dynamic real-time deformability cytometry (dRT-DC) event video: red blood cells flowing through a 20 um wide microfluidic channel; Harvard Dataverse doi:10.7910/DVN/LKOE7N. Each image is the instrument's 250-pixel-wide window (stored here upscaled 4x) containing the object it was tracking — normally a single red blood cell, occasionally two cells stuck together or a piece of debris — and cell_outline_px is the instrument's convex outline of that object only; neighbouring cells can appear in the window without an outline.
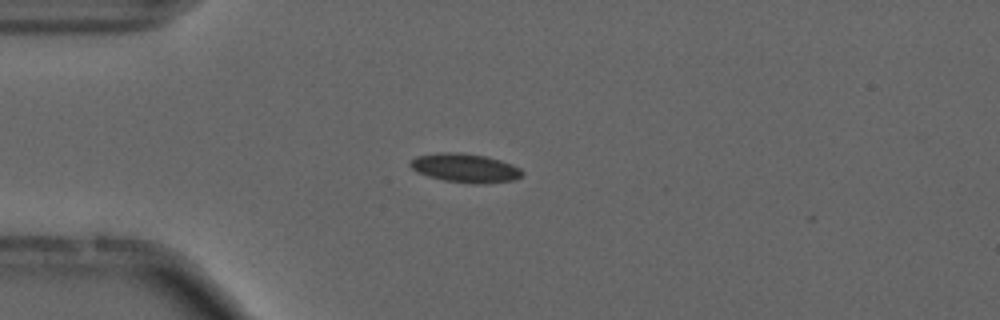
{"species": "common noctule bat (a hibernating species)", "species_latin": "Nyctalus noctula", "temperature_condition": "cold", "stored_images_in_passage": 42, "camera_frame_rate_fps": 3000, "um_per_image_px": 0.085, "animal": {"sex": "male", "forearm_length_mm": 52.5}, "frame": {"image": 1, "passage_image": 1, "time_ms": 0.0, "image_size_px": [1000, 320], "cell_outline_px": [[524, 176], [516, 180], [484, 184], [472, 184], [444, 180], [428, 176], [416, 172], [408, 164], [416, 156], [440, 152], [460, 152], [484, 156], [500, 160], [512, 164], [520, 168], [524, 172]], "centroid_in_image_um": [39.57, 14.29], "position_along_channel_um": 45.4, "area_um2": 19.07}, "authors_computed_cell_mechanics": {"area_um2": 17.2533, "velocity_mm_per_s": 3.7122, "shape_relaxation_time_tau1_ms": null, "shape_relaxation_time_tau2_ms": 2.4999, "deformation_change_tau1": null, "deformation_change_tau2": 0.0791}}